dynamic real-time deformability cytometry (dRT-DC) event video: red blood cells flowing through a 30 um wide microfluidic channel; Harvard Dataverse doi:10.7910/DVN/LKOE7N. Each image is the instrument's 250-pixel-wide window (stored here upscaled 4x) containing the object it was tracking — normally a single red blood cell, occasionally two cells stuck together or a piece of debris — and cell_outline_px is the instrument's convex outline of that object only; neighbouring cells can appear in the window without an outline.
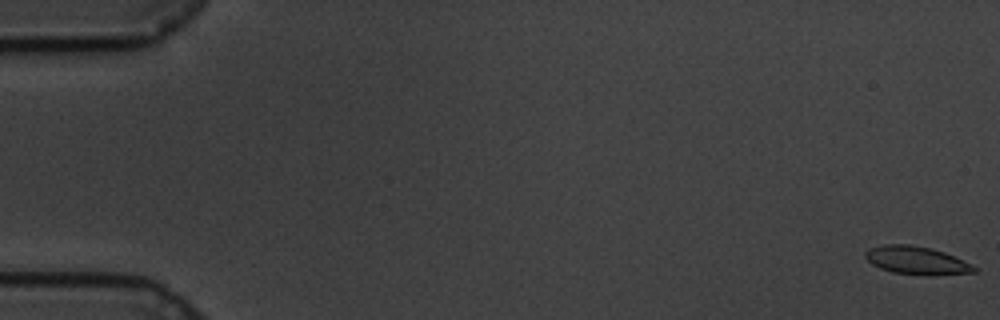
{"species": "common noctule bat (a hibernating species)", "species_latin": "Nyctalus noctula", "temperature_condition": "cold", "stored_images_in_passage": 60, "camera_frame_rate_fps": 3000, "um_per_image_px": 0.085, "animal": {"sex": "male", "body_mass_g": 19.5, "forearm_length_mm": 54.6}, "frame": {"image": 1, "passage_image": 1, "time_ms": 0.0, "image_size_px": [1000, 320], "cell_outline_px": [[980, 268], [976, 272], [892, 272], [880, 268], [872, 264], [864, 256], [864, 252], [868, 248], [884, 244], [908, 244], [932, 248], [944, 252]], "centroid_in_image_um": [77.81, 22.06], "position_along_channel_um": 7.2, "area_um2": 16.76}}
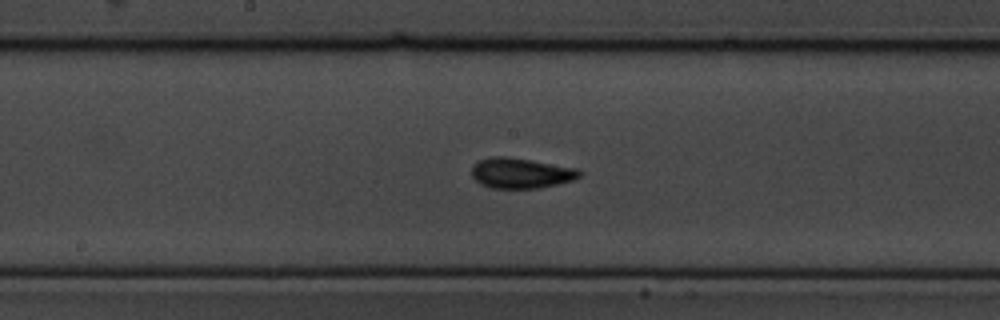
{"frame": {"image": 2, "passage_image": 32, "time_ms": 10.333, "image_size_px": [1000, 320], "cell_outline_px": [[580, 176], [572, 180], [540, 188], [492, 188], [480, 184], [472, 176], [472, 164], [488, 156], [504, 156], [532, 160], [576, 168], [580, 172]], "centroid_in_image_um": [44.22, 14.7], "position_along_channel_um": 204.0, "area_um2": 19.02}}
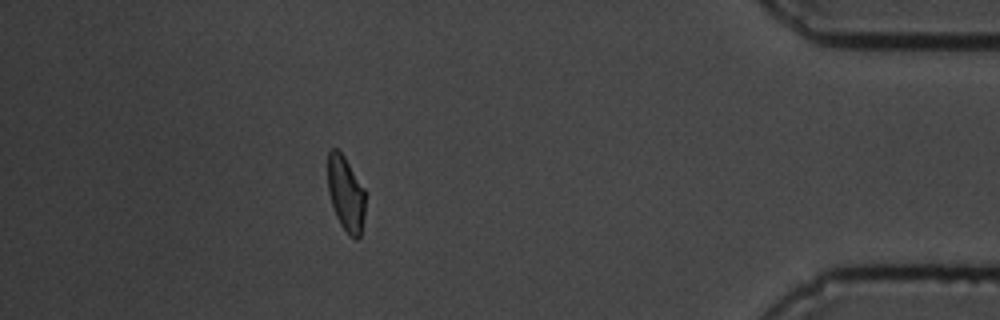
{"frame": {"image": 3, "passage_image": 54, "time_ms": 17.667, "image_size_px": [1000, 320], "cell_outline_px": [[364, 216], [360, 236], [356, 240], [340, 224], [336, 216], [328, 192], [328, 152], [332, 148], [336, 148], [344, 156], [364, 188]], "centroid_in_image_um": [29.38, 16.44], "position_along_channel_um": 405.8, "area_um2": 16.13}, "authors_computed_cell_mechanics": {"area_um2": 17.9758, "velocity_mm_per_s": 3.3681, "shape_relaxation_time_tau1_ms": 3.7534, "shape_relaxation_time_tau2_ms": 0.7562, "deformation_change_tau1": 0.1343, "deformation_change_tau2": 0.0463}}